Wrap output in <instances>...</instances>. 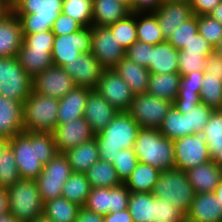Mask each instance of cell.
Returning a JSON list of instances; mask_svg holds the SVG:
<instances>
[{
    "label": "cell",
    "mask_w": 222,
    "mask_h": 222,
    "mask_svg": "<svg viewBox=\"0 0 222 222\" xmlns=\"http://www.w3.org/2000/svg\"><path fill=\"white\" fill-rule=\"evenodd\" d=\"M21 179L36 180L44 166L57 155L51 132L23 131L9 141Z\"/></svg>",
    "instance_id": "6da1fadb"
},
{
    "label": "cell",
    "mask_w": 222,
    "mask_h": 222,
    "mask_svg": "<svg viewBox=\"0 0 222 222\" xmlns=\"http://www.w3.org/2000/svg\"><path fill=\"white\" fill-rule=\"evenodd\" d=\"M139 129L127 112H119L100 133L95 134L100 160L114 163L121 150L133 148Z\"/></svg>",
    "instance_id": "7a4b0ae2"
},
{
    "label": "cell",
    "mask_w": 222,
    "mask_h": 222,
    "mask_svg": "<svg viewBox=\"0 0 222 222\" xmlns=\"http://www.w3.org/2000/svg\"><path fill=\"white\" fill-rule=\"evenodd\" d=\"M62 7L63 0L11 1V10L21 22L23 35L52 30Z\"/></svg>",
    "instance_id": "3957f363"
},
{
    "label": "cell",
    "mask_w": 222,
    "mask_h": 222,
    "mask_svg": "<svg viewBox=\"0 0 222 222\" xmlns=\"http://www.w3.org/2000/svg\"><path fill=\"white\" fill-rule=\"evenodd\" d=\"M133 150L138 162L161 171L175 168L173 141L163 136L159 129L140 128Z\"/></svg>",
    "instance_id": "277c9868"
},
{
    "label": "cell",
    "mask_w": 222,
    "mask_h": 222,
    "mask_svg": "<svg viewBox=\"0 0 222 222\" xmlns=\"http://www.w3.org/2000/svg\"><path fill=\"white\" fill-rule=\"evenodd\" d=\"M6 190L8 214L19 222H32L44 214V203L35 180L20 179Z\"/></svg>",
    "instance_id": "5b68a950"
},
{
    "label": "cell",
    "mask_w": 222,
    "mask_h": 222,
    "mask_svg": "<svg viewBox=\"0 0 222 222\" xmlns=\"http://www.w3.org/2000/svg\"><path fill=\"white\" fill-rule=\"evenodd\" d=\"M59 99L33 90L23 102V128L28 132H53L58 125Z\"/></svg>",
    "instance_id": "8992f818"
},
{
    "label": "cell",
    "mask_w": 222,
    "mask_h": 222,
    "mask_svg": "<svg viewBox=\"0 0 222 222\" xmlns=\"http://www.w3.org/2000/svg\"><path fill=\"white\" fill-rule=\"evenodd\" d=\"M152 195L170 201L186 215L194 199L195 191L188 180L186 171L172 168L161 171Z\"/></svg>",
    "instance_id": "52a82bcc"
},
{
    "label": "cell",
    "mask_w": 222,
    "mask_h": 222,
    "mask_svg": "<svg viewBox=\"0 0 222 222\" xmlns=\"http://www.w3.org/2000/svg\"><path fill=\"white\" fill-rule=\"evenodd\" d=\"M33 78L20 66L17 57H0V95L24 102L32 92Z\"/></svg>",
    "instance_id": "ba28073f"
},
{
    "label": "cell",
    "mask_w": 222,
    "mask_h": 222,
    "mask_svg": "<svg viewBox=\"0 0 222 222\" xmlns=\"http://www.w3.org/2000/svg\"><path fill=\"white\" fill-rule=\"evenodd\" d=\"M173 103L148 93L134 95L127 113L140 128L159 129Z\"/></svg>",
    "instance_id": "9c48e42d"
},
{
    "label": "cell",
    "mask_w": 222,
    "mask_h": 222,
    "mask_svg": "<svg viewBox=\"0 0 222 222\" xmlns=\"http://www.w3.org/2000/svg\"><path fill=\"white\" fill-rule=\"evenodd\" d=\"M71 173V166L63 153H57L44 166L35 180L43 203L62 196V187Z\"/></svg>",
    "instance_id": "30bf717a"
},
{
    "label": "cell",
    "mask_w": 222,
    "mask_h": 222,
    "mask_svg": "<svg viewBox=\"0 0 222 222\" xmlns=\"http://www.w3.org/2000/svg\"><path fill=\"white\" fill-rule=\"evenodd\" d=\"M92 26L78 32L55 36L51 52L53 65L63 67L81 53L91 52Z\"/></svg>",
    "instance_id": "8fae6325"
},
{
    "label": "cell",
    "mask_w": 222,
    "mask_h": 222,
    "mask_svg": "<svg viewBox=\"0 0 222 222\" xmlns=\"http://www.w3.org/2000/svg\"><path fill=\"white\" fill-rule=\"evenodd\" d=\"M175 168L187 171L189 168L212 160L202 133L190 134L173 141Z\"/></svg>",
    "instance_id": "7c38bea8"
},
{
    "label": "cell",
    "mask_w": 222,
    "mask_h": 222,
    "mask_svg": "<svg viewBox=\"0 0 222 222\" xmlns=\"http://www.w3.org/2000/svg\"><path fill=\"white\" fill-rule=\"evenodd\" d=\"M130 190L124 183L113 188H91L84 208L102 216L128 209Z\"/></svg>",
    "instance_id": "4fadbf2b"
},
{
    "label": "cell",
    "mask_w": 222,
    "mask_h": 222,
    "mask_svg": "<svg viewBox=\"0 0 222 222\" xmlns=\"http://www.w3.org/2000/svg\"><path fill=\"white\" fill-rule=\"evenodd\" d=\"M91 53L104 69H113L125 57V49L107 26L92 25Z\"/></svg>",
    "instance_id": "5bb4252c"
},
{
    "label": "cell",
    "mask_w": 222,
    "mask_h": 222,
    "mask_svg": "<svg viewBox=\"0 0 222 222\" xmlns=\"http://www.w3.org/2000/svg\"><path fill=\"white\" fill-rule=\"evenodd\" d=\"M95 90L117 111L127 112L134 94L114 69H104Z\"/></svg>",
    "instance_id": "9a60e30c"
},
{
    "label": "cell",
    "mask_w": 222,
    "mask_h": 222,
    "mask_svg": "<svg viewBox=\"0 0 222 222\" xmlns=\"http://www.w3.org/2000/svg\"><path fill=\"white\" fill-rule=\"evenodd\" d=\"M76 87L73 78L61 66L52 65L33 78L32 90L35 93L57 99L63 98Z\"/></svg>",
    "instance_id": "2e32d148"
},
{
    "label": "cell",
    "mask_w": 222,
    "mask_h": 222,
    "mask_svg": "<svg viewBox=\"0 0 222 222\" xmlns=\"http://www.w3.org/2000/svg\"><path fill=\"white\" fill-rule=\"evenodd\" d=\"M63 69L73 78L77 87L95 90L104 68L91 53H81L76 59L67 62Z\"/></svg>",
    "instance_id": "e0dca14e"
},
{
    "label": "cell",
    "mask_w": 222,
    "mask_h": 222,
    "mask_svg": "<svg viewBox=\"0 0 222 222\" xmlns=\"http://www.w3.org/2000/svg\"><path fill=\"white\" fill-rule=\"evenodd\" d=\"M52 134L58 153H64L95 137L84 117L58 124Z\"/></svg>",
    "instance_id": "ac0fdd59"
},
{
    "label": "cell",
    "mask_w": 222,
    "mask_h": 222,
    "mask_svg": "<svg viewBox=\"0 0 222 222\" xmlns=\"http://www.w3.org/2000/svg\"><path fill=\"white\" fill-rule=\"evenodd\" d=\"M119 113L96 90L88 93L84 110V119L94 134L100 133Z\"/></svg>",
    "instance_id": "d6986e66"
},
{
    "label": "cell",
    "mask_w": 222,
    "mask_h": 222,
    "mask_svg": "<svg viewBox=\"0 0 222 222\" xmlns=\"http://www.w3.org/2000/svg\"><path fill=\"white\" fill-rule=\"evenodd\" d=\"M153 13L157 17L165 41L193 15L190 3L181 2H163Z\"/></svg>",
    "instance_id": "ffe728a7"
},
{
    "label": "cell",
    "mask_w": 222,
    "mask_h": 222,
    "mask_svg": "<svg viewBox=\"0 0 222 222\" xmlns=\"http://www.w3.org/2000/svg\"><path fill=\"white\" fill-rule=\"evenodd\" d=\"M22 43V25L11 10L0 19V57H17Z\"/></svg>",
    "instance_id": "44dd1931"
},
{
    "label": "cell",
    "mask_w": 222,
    "mask_h": 222,
    "mask_svg": "<svg viewBox=\"0 0 222 222\" xmlns=\"http://www.w3.org/2000/svg\"><path fill=\"white\" fill-rule=\"evenodd\" d=\"M186 222H222V206L214 192L195 194Z\"/></svg>",
    "instance_id": "7402d4cb"
},
{
    "label": "cell",
    "mask_w": 222,
    "mask_h": 222,
    "mask_svg": "<svg viewBox=\"0 0 222 222\" xmlns=\"http://www.w3.org/2000/svg\"><path fill=\"white\" fill-rule=\"evenodd\" d=\"M186 173L195 194L214 192L222 180V169L213 160L189 168Z\"/></svg>",
    "instance_id": "603a6c76"
},
{
    "label": "cell",
    "mask_w": 222,
    "mask_h": 222,
    "mask_svg": "<svg viewBox=\"0 0 222 222\" xmlns=\"http://www.w3.org/2000/svg\"><path fill=\"white\" fill-rule=\"evenodd\" d=\"M23 131V103L0 95V135L11 139Z\"/></svg>",
    "instance_id": "cb8c5ba5"
},
{
    "label": "cell",
    "mask_w": 222,
    "mask_h": 222,
    "mask_svg": "<svg viewBox=\"0 0 222 222\" xmlns=\"http://www.w3.org/2000/svg\"><path fill=\"white\" fill-rule=\"evenodd\" d=\"M90 91L91 89L76 86L63 98L59 99L58 124L84 117V110Z\"/></svg>",
    "instance_id": "d4e9b609"
},
{
    "label": "cell",
    "mask_w": 222,
    "mask_h": 222,
    "mask_svg": "<svg viewBox=\"0 0 222 222\" xmlns=\"http://www.w3.org/2000/svg\"><path fill=\"white\" fill-rule=\"evenodd\" d=\"M130 13V8L118 0H92V25L109 26Z\"/></svg>",
    "instance_id": "484cf974"
},
{
    "label": "cell",
    "mask_w": 222,
    "mask_h": 222,
    "mask_svg": "<svg viewBox=\"0 0 222 222\" xmlns=\"http://www.w3.org/2000/svg\"><path fill=\"white\" fill-rule=\"evenodd\" d=\"M116 73L130 87L134 95L147 93L150 71L124 57L114 68Z\"/></svg>",
    "instance_id": "4316f807"
},
{
    "label": "cell",
    "mask_w": 222,
    "mask_h": 222,
    "mask_svg": "<svg viewBox=\"0 0 222 222\" xmlns=\"http://www.w3.org/2000/svg\"><path fill=\"white\" fill-rule=\"evenodd\" d=\"M71 166L72 172L85 173L100 158L97 141L94 138L79 144L63 153Z\"/></svg>",
    "instance_id": "83f0119b"
},
{
    "label": "cell",
    "mask_w": 222,
    "mask_h": 222,
    "mask_svg": "<svg viewBox=\"0 0 222 222\" xmlns=\"http://www.w3.org/2000/svg\"><path fill=\"white\" fill-rule=\"evenodd\" d=\"M178 56L179 50L167 41L152 45L151 62L147 69L156 74L178 72Z\"/></svg>",
    "instance_id": "f1b7e54d"
},
{
    "label": "cell",
    "mask_w": 222,
    "mask_h": 222,
    "mask_svg": "<svg viewBox=\"0 0 222 222\" xmlns=\"http://www.w3.org/2000/svg\"><path fill=\"white\" fill-rule=\"evenodd\" d=\"M180 78L179 72L150 73L147 93L173 103L178 95Z\"/></svg>",
    "instance_id": "f546056e"
},
{
    "label": "cell",
    "mask_w": 222,
    "mask_h": 222,
    "mask_svg": "<svg viewBox=\"0 0 222 222\" xmlns=\"http://www.w3.org/2000/svg\"><path fill=\"white\" fill-rule=\"evenodd\" d=\"M51 52L52 49L21 48L17 59L25 72L34 78L53 65Z\"/></svg>",
    "instance_id": "4dcf8cb0"
},
{
    "label": "cell",
    "mask_w": 222,
    "mask_h": 222,
    "mask_svg": "<svg viewBox=\"0 0 222 222\" xmlns=\"http://www.w3.org/2000/svg\"><path fill=\"white\" fill-rule=\"evenodd\" d=\"M128 210L133 222H157L156 197L152 193L131 192Z\"/></svg>",
    "instance_id": "1f68e13d"
},
{
    "label": "cell",
    "mask_w": 222,
    "mask_h": 222,
    "mask_svg": "<svg viewBox=\"0 0 222 222\" xmlns=\"http://www.w3.org/2000/svg\"><path fill=\"white\" fill-rule=\"evenodd\" d=\"M160 173V169L138 162L124 184L130 192L152 193Z\"/></svg>",
    "instance_id": "d6a6232c"
},
{
    "label": "cell",
    "mask_w": 222,
    "mask_h": 222,
    "mask_svg": "<svg viewBox=\"0 0 222 222\" xmlns=\"http://www.w3.org/2000/svg\"><path fill=\"white\" fill-rule=\"evenodd\" d=\"M136 35L138 41L152 45L165 42L153 12H136Z\"/></svg>",
    "instance_id": "836d02e7"
},
{
    "label": "cell",
    "mask_w": 222,
    "mask_h": 222,
    "mask_svg": "<svg viewBox=\"0 0 222 222\" xmlns=\"http://www.w3.org/2000/svg\"><path fill=\"white\" fill-rule=\"evenodd\" d=\"M91 188H113L122 184L112 163L98 160L85 172Z\"/></svg>",
    "instance_id": "e575fe53"
},
{
    "label": "cell",
    "mask_w": 222,
    "mask_h": 222,
    "mask_svg": "<svg viewBox=\"0 0 222 222\" xmlns=\"http://www.w3.org/2000/svg\"><path fill=\"white\" fill-rule=\"evenodd\" d=\"M80 208L61 196L44 203V215L53 222H75Z\"/></svg>",
    "instance_id": "d590c367"
},
{
    "label": "cell",
    "mask_w": 222,
    "mask_h": 222,
    "mask_svg": "<svg viewBox=\"0 0 222 222\" xmlns=\"http://www.w3.org/2000/svg\"><path fill=\"white\" fill-rule=\"evenodd\" d=\"M91 186L85 173L72 172L62 187V196L83 207L87 201Z\"/></svg>",
    "instance_id": "8d00e7d4"
},
{
    "label": "cell",
    "mask_w": 222,
    "mask_h": 222,
    "mask_svg": "<svg viewBox=\"0 0 222 222\" xmlns=\"http://www.w3.org/2000/svg\"><path fill=\"white\" fill-rule=\"evenodd\" d=\"M163 136L174 141L188 135L186 113L182 114L176 107L171 106L159 128Z\"/></svg>",
    "instance_id": "74e56055"
},
{
    "label": "cell",
    "mask_w": 222,
    "mask_h": 222,
    "mask_svg": "<svg viewBox=\"0 0 222 222\" xmlns=\"http://www.w3.org/2000/svg\"><path fill=\"white\" fill-rule=\"evenodd\" d=\"M211 158L222 148V109L213 110L202 132Z\"/></svg>",
    "instance_id": "f35d334b"
},
{
    "label": "cell",
    "mask_w": 222,
    "mask_h": 222,
    "mask_svg": "<svg viewBox=\"0 0 222 222\" xmlns=\"http://www.w3.org/2000/svg\"><path fill=\"white\" fill-rule=\"evenodd\" d=\"M107 27L125 50L137 41L136 12H131L125 18Z\"/></svg>",
    "instance_id": "ab89813d"
},
{
    "label": "cell",
    "mask_w": 222,
    "mask_h": 222,
    "mask_svg": "<svg viewBox=\"0 0 222 222\" xmlns=\"http://www.w3.org/2000/svg\"><path fill=\"white\" fill-rule=\"evenodd\" d=\"M200 99L214 110L222 109V78L204 74Z\"/></svg>",
    "instance_id": "60d3db41"
},
{
    "label": "cell",
    "mask_w": 222,
    "mask_h": 222,
    "mask_svg": "<svg viewBox=\"0 0 222 222\" xmlns=\"http://www.w3.org/2000/svg\"><path fill=\"white\" fill-rule=\"evenodd\" d=\"M186 113L188 135L202 133L214 109L206 104L199 103L195 108L178 109Z\"/></svg>",
    "instance_id": "b9f144b4"
},
{
    "label": "cell",
    "mask_w": 222,
    "mask_h": 222,
    "mask_svg": "<svg viewBox=\"0 0 222 222\" xmlns=\"http://www.w3.org/2000/svg\"><path fill=\"white\" fill-rule=\"evenodd\" d=\"M62 13L83 27L92 26V0H63Z\"/></svg>",
    "instance_id": "7bdbcfd3"
},
{
    "label": "cell",
    "mask_w": 222,
    "mask_h": 222,
    "mask_svg": "<svg viewBox=\"0 0 222 222\" xmlns=\"http://www.w3.org/2000/svg\"><path fill=\"white\" fill-rule=\"evenodd\" d=\"M20 179L13 151L8 146L0 157V186L8 188Z\"/></svg>",
    "instance_id": "ee69618b"
},
{
    "label": "cell",
    "mask_w": 222,
    "mask_h": 222,
    "mask_svg": "<svg viewBox=\"0 0 222 222\" xmlns=\"http://www.w3.org/2000/svg\"><path fill=\"white\" fill-rule=\"evenodd\" d=\"M196 33H198V16L192 15L172 33L167 42L177 50H181Z\"/></svg>",
    "instance_id": "f6af8a7d"
},
{
    "label": "cell",
    "mask_w": 222,
    "mask_h": 222,
    "mask_svg": "<svg viewBox=\"0 0 222 222\" xmlns=\"http://www.w3.org/2000/svg\"><path fill=\"white\" fill-rule=\"evenodd\" d=\"M198 32L214 48L222 38V24L210 15H199Z\"/></svg>",
    "instance_id": "bcb514c9"
},
{
    "label": "cell",
    "mask_w": 222,
    "mask_h": 222,
    "mask_svg": "<svg viewBox=\"0 0 222 222\" xmlns=\"http://www.w3.org/2000/svg\"><path fill=\"white\" fill-rule=\"evenodd\" d=\"M137 163L138 159L133 148H129L121 150L112 164L121 182L125 183L136 168Z\"/></svg>",
    "instance_id": "7dc6e473"
},
{
    "label": "cell",
    "mask_w": 222,
    "mask_h": 222,
    "mask_svg": "<svg viewBox=\"0 0 222 222\" xmlns=\"http://www.w3.org/2000/svg\"><path fill=\"white\" fill-rule=\"evenodd\" d=\"M206 65V57L201 53H188L187 51H179L178 56V72L181 76L191 74L194 71H204Z\"/></svg>",
    "instance_id": "c3c4849f"
},
{
    "label": "cell",
    "mask_w": 222,
    "mask_h": 222,
    "mask_svg": "<svg viewBox=\"0 0 222 222\" xmlns=\"http://www.w3.org/2000/svg\"><path fill=\"white\" fill-rule=\"evenodd\" d=\"M157 222H186V215L170 201L156 198Z\"/></svg>",
    "instance_id": "681fc988"
},
{
    "label": "cell",
    "mask_w": 222,
    "mask_h": 222,
    "mask_svg": "<svg viewBox=\"0 0 222 222\" xmlns=\"http://www.w3.org/2000/svg\"><path fill=\"white\" fill-rule=\"evenodd\" d=\"M152 44L136 41L125 50V57L138 65L147 67L151 62Z\"/></svg>",
    "instance_id": "f907efd6"
},
{
    "label": "cell",
    "mask_w": 222,
    "mask_h": 222,
    "mask_svg": "<svg viewBox=\"0 0 222 222\" xmlns=\"http://www.w3.org/2000/svg\"><path fill=\"white\" fill-rule=\"evenodd\" d=\"M204 71L181 76L178 95L200 96Z\"/></svg>",
    "instance_id": "816d5d0a"
},
{
    "label": "cell",
    "mask_w": 222,
    "mask_h": 222,
    "mask_svg": "<svg viewBox=\"0 0 222 222\" xmlns=\"http://www.w3.org/2000/svg\"><path fill=\"white\" fill-rule=\"evenodd\" d=\"M55 35L52 30L23 35L21 48L52 49Z\"/></svg>",
    "instance_id": "f5cc1de1"
},
{
    "label": "cell",
    "mask_w": 222,
    "mask_h": 222,
    "mask_svg": "<svg viewBox=\"0 0 222 222\" xmlns=\"http://www.w3.org/2000/svg\"><path fill=\"white\" fill-rule=\"evenodd\" d=\"M82 27L78 21L61 12L53 24L52 32L55 36L66 35L78 32Z\"/></svg>",
    "instance_id": "db71d44e"
},
{
    "label": "cell",
    "mask_w": 222,
    "mask_h": 222,
    "mask_svg": "<svg viewBox=\"0 0 222 222\" xmlns=\"http://www.w3.org/2000/svg\"><path fill=\"white\" fill-rule=\"evenodd\" d=\"M179 51L201 53L202 56L207 57L214 51V48L198 32L194 35V38H192L187 44H184V48Z\"/></svg>",
    "instance_id": "11a10c76"
},
{
    "label": "cell",
    "mask_w": 222,
    "mask_h": 222,
    "mask_svg": "<svg viewBox=\"0 0 222 222\" xmlns=\"http://www.w3.org/2000/svg\"><path fill=\"white\" fill-rule=\"evenodd\" d=\"M204 74L222 78V56L215 51L206 57Z\"/></svg>",
    "instance_id": "9f6ffc18"
},
{
    "label": "cell",
    "mask_w": 222,
    "mask_h": 222,
    "mask_svg": "<svg viewBox=\"0 0 222 222\" xmlns=\"http://www.w3.org/2000/svg\"><path fill=\"white\" fill-rule=\"evenodd\" d=\"M222 0H191L192 14L208 15Z\"/></svg>",
    "instance_id": "6f0895ef"
},
{
    "label": "cell",
    "mask_w": 222,
    "mask_h": 222,
    "mask_svg": "<svg viewBox=\"0 0 222 222\" xmlns=\"http://www.w3.org/2000/svg\"><path fill=\"white\" fill-rule=\"evenodd\" d=\"M199 103H201L200 96L177 95L173 106L177 109H189L195 108Z\"/></svg>",
    "instance_id": "680465c9"
},
{
    "label": "cell",
    "mask_w": 222,
    "mask_h": 222,
    "mask_svg": "<svg viewBox=\"0 0 222 222\" xmlns=\"http://www.w3.org/2000/svg\"><path fill=\"white\" fill-rule=\"evenodd\" d=\"M163 0H134V12H154Z\"/></svg>",
    "instance_id": "91938a15"
},
{
    "label": "cell",
    "mask_w": 222,
    "mask_h": 222,
    "mask_svg": "<svg viewBox=\"0 0 222 222\" xmlns=\"http://www.w3.org/2000/svg\"><path fill=\"white\" fill-rule=\"evenodd\" d=\"M104 216L94 213L84 207H81L78 211L75 222H103Z\"/></svg>",
    "instance_id": "94428289"
},
{
    "label": "cell",
    "mask_w": 222,
    "mask_h": 222,
    "mask_svg": "<svg viewBox=\"0 0 222 222\" xmlns=\"http://www.w3.org/2000/svg\"><path fill=\"white\" fill-rule=\"evenodd\" d=\"M103 222H133L132 216L128 209L109 213L103 218Z\"/></svg>",
    "instance_id": "6125c7cd"
},
{
    "label": "cell",
    "mask_w": 222,
    "mask_h": 222,
    "mask_svg": "<svg viewBox=\"0 0 222 222\" xmlns=\"http://www.w3.org/2000/svg\"><path fill=\"white\" fill-rule=\"evenodd\" d=\"M7 190L0 186V217L8 214Z\"/></svg>",
    "instance_id": "be15d7a7"
},
{
    "label": "cell",
    "mask_w": 222,
    "mask_h": 222,
    "mask_svg": "<svg viewBox=\"0 0 222 222\" xmlns=\"http://www.w3.org/2000/svg\"><path fill=\"white\" fill-rule=\"evenodd\" d=\"M208 15L222 24V1Z\"/></svg>",
    "instance_id": "e7e4bbea"
},
{
    "label": "cell",
    "mask_w": 222,
    "mask_h": 222,
    "mask_svg": "<svg viewBox=\"0 0 222 222\" xmlns=\"http://www.w3.org/2000/svg\"><path fill=\"white\" fill-rule=\"evenodd\" d=\"M11 11V2L9 0H0V19Z\"/></svg>",
    "instance_id": "03108f58"
},
{
    "label": "cell",
    "mask_w": 222,
    "mask_h": 222,
    "mask_svg": "<svg viewBox=\"0 0 222 222\" xmlns=\"http://www.w3.org/2000/svg\"><path fill=\"white\" fill-rule=\"evenodd\" d=\"M10 138L0 135V157L4 150L9 146Z\"/></svg>",
    "instance_id": "003e7915"
},
{
    "label": "cell",
    "mask_w": 222,
    "mask_h": 222,
    "mask_svg": "<svg viewBox=\"0 0 222 222\" xmlns=\"http://www.w3.org/2000/svg\"><path fill=\"white\" fill-rule=\"evenodd\" d=\"M214 194L216 195L217 199L221 203L222 206V180L218 184V186L214 190Z\"/></svg>",
    "instance_id": "a7ac6f4b"
},
{
    "label": "cell",
    "mask_w": 222,
    "mask_h": 222,
    "mask_svg": "<svg viewBox=\"0 0 222 222\" xmlns=\"http://www.w3.org/2000/svg\"><path fill=\"white\" fill-rule=\"evenodd\" d=\"M212 160L222 169V148L217 152Z\"/></svg>",
    "instance_id": "89a4df30"
},
{
    "label": "cell",
    "mask_w": 222,
    "mask_h": 222,
    "mask_svg": "<svg viewBox=\"0 0 222 222\" xmlns=\"http://www.w3.org/2000/svg\"><path fill=\"white\" fill-rule=\"evenodd\" d=\"M0 222H19L16 218H14L10 214H6L0 217Z\"/></svg>",
    "instance_id": "2644e50d"
},
{
    "label": "cell",
    "mask_w": 222,
    "mask_h": 222,
    "mask_svg": "<svg viewBox=\"0 0 222 222\" xmlns=\"http://www.w3.org/2000/svg\"><path fill=\"white\" fill-rule=\"evenodd\" d=\"M125 4L127 7L130 8L131 12H134V0H118Z\"/></svg>",
    "instance_id": "8c879c8a"
},
{
    "label": "cell",
    "mask_w": 222,
    "mask_h": 222,
    "mask_svg": "<svg viewBox=\"0 0 222 222\" xmlns=\"http://www.w3.org/2000/svg\"><path fill=\"white\" fill-rule=\"evenodd\" d=\"M32 222H53L49 218H47L44 214L41 216H38L36 219H34Z\"/></svg>",
    "instance_id": "753ad0ef"
},
{
    "label": "cell",
    "mask_w": 222,
    "mask_h": 222,
    "mask_svg": "<svg viewBox=\"0 0 222 222\" xmlns=\"http://www.w3.org/2000/svg\"><path fill=\"white\" fill-rule=\"evenodd\" d=\"M214 51L222 56V38L220 39V41L218 42V44L214 47Z\"/></svg>",
    "instance_id": "34e18365"
},
{
    "label": "cell",
    "mask_w": 222,
    "mask_h": 222,
    "mask_svg": "<svg viewBox=\"0 0 222 222\" xmlns=\"http://www.w3.org/2000/svg\"><path fill=\"white\" fill-rule=\"evenodd\" d=\"M163 2H181V3H190L191 0H163Z\"/></svg>",
    "instance_id": "11e5206c"
}]
</instances>
